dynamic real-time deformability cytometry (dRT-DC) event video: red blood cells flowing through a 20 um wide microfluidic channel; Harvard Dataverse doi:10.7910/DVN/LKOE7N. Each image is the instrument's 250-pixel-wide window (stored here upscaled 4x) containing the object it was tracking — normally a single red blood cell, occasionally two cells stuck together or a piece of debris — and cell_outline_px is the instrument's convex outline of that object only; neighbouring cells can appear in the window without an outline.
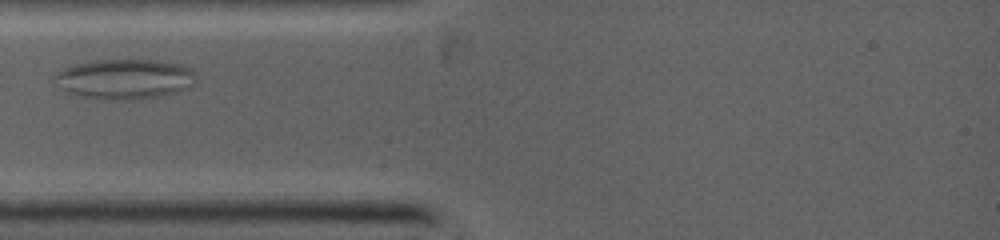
{"species": "common noctule bat (a hibernating species)", "species_latin": "Nyctalus noctula", "temperature_condition": "warm", "stored_images_in_passage": 8, "camera_frame_rate_fps": 5000, "um_per_image_px": 0.085, "animal": {"sex": "female", "body_mass_g": 19.0, "forearm_length_mm": 53.3}, "frame": {"image": 1, "passage_image": 2, "time_ms": 0.4, "image_size_px": [1000, 240], "cell_outline_px": [[196, 72], [192, 84], [188, 88], [176, 92], [160, 96], [132, 100], [120, 100], [80, 96], [64, 92], [52, 84], [52, 76], [56, 72], [64, 68], [76, 64], [96, 60], [156, 60], [180, 64]], "centroid_in_image_um": [10.51, 6.72], "position_along_channel_um": 74.5, "area_um2": 33.23}}
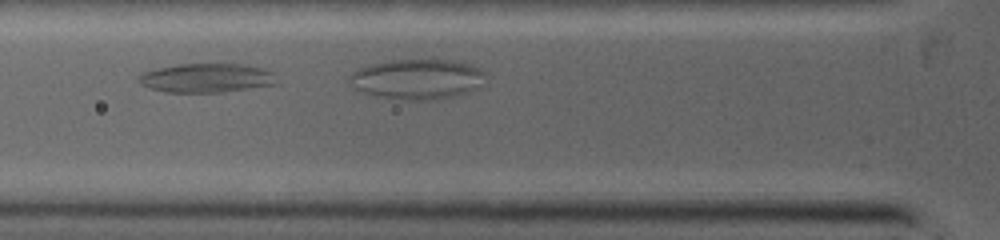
{"frame": {"image": 2, "passage_image": 3, "time_ms": 0.8, "image_size_px": [1000, 240], "cell_outline_px": [[280, 84], [220, 92], [164, 92], [148, 88], [140, 84], [140, 76], [144, 72], [156, 68], [176, 64], [248, 64], [264, 68], [272, 72]], "centroid_in_image_um": [17.59, 6.62], "position_along_channel_um": 108.2, "area_um2": 23.52}}